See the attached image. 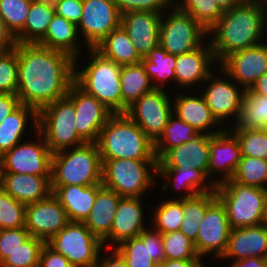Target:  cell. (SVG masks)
I'll use <instances>...</instances> for the list:
<instances>
[{
	"instance_id": "1",
	"label": "cell",
	"mask_w": 267,
	"mask_h": 267,
	"mask_svg": "<svg viewBox=\"0 0 267 267\" xmlns=\"http://www.w3.org/2000/svg\"><path fill=\"white\" fill-rule=\"evenodd\" d=\"M15 48L20 104L39 112L67 95L77 62L72 56L37 43H16Z\"/></svg>"
},
{
	"instance_id": "2",
	"label": "cell",
	"mask_w": 267,
	"mask_h": 267,
	"mask_svg": "<svg viewBox=\"0 0 267 267\" xmlns=\"http://www.w3.org/2000/svg\"><path fill=\"white\" fill-rule=\"evenodd\" d=\"M266 8L243 0L239 5L224 11L208 30L214 33L211 47L216 61L239 50L259 45L265 29Z\"/></svg>"
},
{
	"instance_id": "3",
	"label": "cell",
	"mask_w": 267,
	"mask_h": 267,
	"mask_svg": "<svg viewBox=\"0 0 267 267\" xmlns=\"http://www.w3.org/2000/svg\"><path fill=\"white\" fill-rule=\"evenodd\" d=\"M101 160H157L152 142L125 113L113 114L97 139Z\"/></svg>"
},
{
	"instance_id": "4",
	"label": "cell",
	"mask_w": 267,
	"mask_h": 267,
	"mask_svg": "<svg viewBox=\"0 0 267 267\" xmlns=\"http://www.w3.org/2000/svg\"><path fill=\"white\" fill-rule=\"evenodd\" d=\"M102 184V161L96 143L52 154L51 186Z\"/></svg>"
},
{
	"instance_id": "5",
	"label": "cell",
	"mask_w": 267,
	"mask_h": 267,
	"mask_svg": "<svg viewBox=\"0 0 267 267\" xmlns=\"http://www.w3.org/2000/svg\"><path fill=\"white\" fill-rule=\"evenodd\" d=\"M88 50L92 60L83 70L74 71V83L87 94L97 98L114 114L122 113V66L104 57L95 48Z\"/></svg>"
},
{
	"instance_id": "6",
	"label": "cell",
	"mask_w": 267,
	"mask_h": 267,
	"mask_svg": "<svg viewBox=\"0 0 267 267\" xmlns=\"http://www.w3.org/2000/svg\"><path fill=\"white\" fill-rule=\"evenodd\" d=\"M215 193L226 209L231 229L263 223L267 189L229 179L217 184Z\"/></svg>"
},
{
	"instance_id": "7",
	"label": "cell",
	"mask_w": 267,
	"mask_h": 267,
	"mask_svg": "<svg viewBox=\"0 0 267 267\" xmlns=\"http://www.w3.org/2000/svg\"><path fill=\"white\" fill-rule=\"evenodd\" d=\"M102 161V184L121 197L141 198L153 184L157 160L115 159ZM149 167L150 169H148ZM152 170V171H151Z\"/></svg>"
},
{
	"instance_id": "8",
	"label": "cell",
	"mask_w": 267,
	"mask_h": 267,
	"mask_svg": "<svg viewBox=\"0 0 267 267\" xmlns=\"http://www.w3.org/2000/svg\"><path fill=\"white\" fill-rule=\"evenodd\" d=\"M39 139L44 137L52 153L80 146L86 143L75 128V110L73 102L65 96L56 100L38 112Z\"/></svg>"
},
{
	"instance_id": "9",
	"label": "cell",
	"mask_w": 267,
	"mask_h": 267,
	"mask_svg": "<svg viewBox=\"0 0 267 267\" xmlns=\"http://www.w3.org/2000/svg\"><path fill=\"white\" fill-rule=\"evenodd\" d=\"M46 244L74 267H96L103 242L83 222H69Z\"/></svg>"
},
{
	"instance_id": "10",
	"label": "cell",
	"mask_w": 267,
	"mask_h": 267,
	"mask_svg": "<svg viewBox=\"0 0 267 267\" xmlns=\"http://www.w3.org/2000/svg\"><path fill=\"white\" fill-rule=\"evenodd\" d=\"M173 8L167 19L161 17L159 45L176 56L203 46L202 40L208 31L190 14Z\"/></svg>"
},
{
	"instance_id": "11",
	"label": "cell",
	"mask_w": 267,
	"mask_h": 267,
	"mask_svg": "<svg viewBox=\"0 0 267 267\" xmlns=\"http://www.w3.org/2000/svg\"><path fill=\"white\" fill-rule=\"evenodd\" d=\"M172 101L162 88H154L127 108L125 114L155 142L173 114ZM171 104V105H170Z\"/></svg>"
},
{
	"instance_id": "12",
	"label": "cell",
	"mask_w": 267,
	"mask_h": 267,
	"mask_svg": "<svg viewBox=\"0 0 267 267\" xmlns=\"http://www.w3.org/2000/svg\"><path fill=\"white\" fill-rule=\"evenodd\" d=\"M66 96L74 104L77 134L86 143H96L100 131L114 113L75 83L70 86Z\"/></svg>"
},
{
	"instance_id": "13",
	"label": "cell",
	"mask_w": 267,
	"mask_h": 267,
	"mask_svg": "<svg viewBox=\"0 0 267 267\" xmlns=\"http://www.w3.org/2000/svg\"><path fill=\"white\" fill-rule=\"evenodd\" d=\"M121 24L115 0H83L82 17L77 25L88 48H94Z\"/></svg>"
},
{
	"instance_id": "14",
	"label": "cell",
	"mask_w": 267,
	"mask_h": 267,
	"mask_svg": "<svg viewBox=\"0 0 267 267\" xmlns=\"http://www.w3.org/2000/svg\"><path fill=\"white\" fill-rule=\"evenodd\" d=\"M230 231L226 209L216 197L207 206L194 242L200 258L210 252H214L216 257L221 258L227 249Z\"/></svg>"
},
{
	"instance_id": "15",
	"label": "cell",
	"mask_w": 267,
	"mask_h": 267,
	"mask_svg": "<svg viewBox=\"0 0 267 267\" xmlns=\"http://www.w3.org/2000/svg\"><path fill=\"white\" fill-rule=\"evenodd\" d=\"M44 142H25L15 145L1 157L5 173H19L36 176H51L52 152Z\"/></svg>"
},
{
	"instance_id": "16",
	"label": "cell",
	"mask_w": 267,
	"mask_h": 267,
	"mask_svg": "<svg viewBox=\"0 0 267 267\" xmlns=\"http://www.w3.org/2000/svg\"><path fill=\"white\" fill-rule=\"evenodd\" d=\"M66 210L51 193L26 207L25 228L30 235L47 242L69 223Z\"/></svg>"
},
{
	"instance_id": "17",
	"label": "cell",
	"mask_w": 267,
	"mask_h": 267,
	"mask_svg": "<svg viewBox=\"0 0 267 267\" xmlns=\"http://www.w3.org/2000/svg\"><path fill=\"white\" fill-rule=\"evenodd\" d=\"M222 72L232 78L243 89L251 85L267 73V44H259L236 51L226 56L221 62Z\"/></svg>"
},
{
	"instance_id": "18",
	"label": "cell",
	"mask_w": 267,
	"mask_h": 267,
	"mask_svg": "<svg viewBox=\"0 0 267 267\" xmlns=\"http://www.w3.org/2000/svg\"><path fill=\"white\" fill-rule=\"evenodd\" d=\"M241 158V145L232 130L224 128L220 133L209 135V165L207 177L213 172L215 174L216 171L218 173L224 172L221 173L223 175L222 179L213 182L215 185L233 177Z\"/></svg>"
},
{
	"instance_id": "19",
	"label": "cell",
	"mask_w": 267,
	"mask_h": 267,
	"mask_svg": "<svg viewBox=\"0 0 267 267\" xmlns=\"http://www.w3.org/2000/svg\"><path fill=\"white\" fill-rule=\"evenodd\" d=\"M164 14L151 11H129L121 15V26L127 32L141 58L159 45L160 22Z\"/></svg>"
},
{
	"instance_id": "20",
	"label": "cell",
	"mask_w": 267,
	"mask_h": 267,
	"mask_svg": "<svg viewBox=\"0 0 267 267\" xmlns=\"http://www.w3.org/2000/svg\"><path fill=\"white\" fill-rule=\"evenodd\" d=\"M116 250L127 267H154L165 260L162 234L157 230L145 229L138 237L123 241Z\"/></svg>"
},
{
	"instance_id": "21",
	"label": "cell",
	"mask_w": 267,
	"mask_h": 267,
	"mask_svg": "<svg viewBox=\"0 0 267 267\" xmlns=\"http://www.w3.org/2000/svg\"><path fill=\"white\" fill-rule=\"evenodd\" d=\"M217 131L199 134L193 141L185 142L171 148L160 160L157 167H183V169H199L207 176L209 165V135L222 132Z\"/></svg>"
},
{
	"instance_id": "22",
	"label": "cell",
	"mask_w": 267,
	"mask_h": 267,
	"mask_svg": "<svg viewBox=\"0 0 267 267\" xmlns=\"http://www.w3.org/2000/svg\"><path fill=\"white\" fill-rule=\"evenodd\" d=\"M212 78L214 77L211 73L206 79V82H211V84L203 92V96L213 116L220 123L235 114L238 121L245 89L241 92L237 84H231V82L222 80V78Z\"/></svg>"
},
{
	"instance_id": "23",
	"label": "cell",
	"mask_w": 267,
	"mask_h": 267,
	"mask_svg": "<svg viewBox=\"0 0 267 267\" xmlns=\"http://www.w3.org/2000/svg\"><path fill=\"white\" fill-rule=\"evenodd\" d=\"M258 257L267 259V227L264 224L233 228L230 231L228 245L221 258Z\"/></svg>"
},
{
	"instance_id": "24",
	"label": "cell",
	"mask_w": 267,
	"mask_h": 267,
	"mask_svg": "<svg viewBox=\"0 0 267 267\" xmlns=\"http://www.w3.org/2000/svg\"><path fill=\"white\" fill-rule=\"evenodd\" d=\"M141 198L122 197L117 205L110 234L102 241L110 240L117 245L138 237L145 229Z\"/></svg>"
},
{
	"instance_id": "25",
	"label": "cell",
	"mask_w": 267,
	"mask_h": 267,
	"mask_svg": "<svg viewBox=\"0 0 267 267\" xmlns=\"http://www.w3.org/2000/svg\"><path fill=\"white\" fill-rule=\"evenodd\" d=\"M102 185L51 186V190L66 210L69 221L84 222L92 210L97 191Z\"/></svg>"
},
{
	"instance_id": "26",
	"label": "cell",
	"mask_w": 267,
	"mask_h": 267,
	"mask_svg": "<svg viewBox=\"0 0 267 267\" xmlns=\"http://www.w3.org/2000/svg\"><path fill=\"white\" fill-rule=\"evenodd\" d=\"M205 47L203 44V47L201 46L190 53L176 56L175 82L177 81L180 86H192L195 83H200V81H205L211 74L209 67L216 59L211 43Z\"/></svg>"
},
{
	"instance_id": "27",
	"label": "cell",
	"mask_w": 267,
	"mask_h": 267,
	"mask_svg": "<svg viewBox=\"0 0 267 267\" xmlns=\"http://www.w3.org/2000/svg\"><path fill=\"white\" fill-rule=\"evenodd\" d=\"M2 189L25 205L36 203L52 193L51 176L5 173Z\"/></svg>"
},
{
	"instance_id": "28",
	"label": "cell",
	"mask_w": 267,
	"mask_h": 267,
	"mask_svg": "<svg viewBox=\"0 0 267 267\" xmlns=\"http://www.w3.org/2000/svg\"><path fill=\"white\" fill-rule=\"evenodd\" d=\"M121 198L115 191L104 185L97 191L92 210L83 223L101 241L110 234L112 221Z\"/></svg>"
},
{
	"instance_id": "29",
	"label": "cell",
	"mask_w": 267,
	"mask_h": 267,
	"mask_svg": "<svg viewBox=\"0 0 267 267\" xmlns=\"http://www.w3.org/2000/svg\"><path fill=\"white\" fill-rule=\"evenodd\" d=\"M173 107L174 115L195 128L199 134H204L203 131L207 132L208 128L219 123L203 95L201 98L180 95L176 97Z\"/></svg>"
},
{
	"instance_id": "30",
	"label": "cell",
	"mask_w": 267,
	"mask_h": 267,
	"mask_svg": "<svg viewBox=\"0 0 267 267\" xmlns=\"http://www.w3.org/2000/svg\"><path fill=\"white\" fill-rule=\"evenodd\" d=\"M55 14L53 1L32 0L26 23L14 37L16 43H38L45 36Z\"/></svg>"
},
{
	"instance_id": "31",
	"label": "cell",
	"mask_w": 267,
	"mask_h": 267,
	"mask_svg": "<svg viewBox=\"0 0 267 267\" xmlns=\"http://www.w3.org/2000/svg\"><path fill=\"white\" fill-rule=\"evenodd\" d=\"M77 34L78 27L76 24L55 14L45 36L37 44L65 52L76 61L80 52L76 44Z\"/></svg>"
},
{
	"instance_id": "32",
	"label": "cell",
	"mask_w": 267,
	"mask_h": 267,
	"mask_svg": "<svg viewBox=\"0 0 267 267\" xmlns=\"http://www.w3.org/2000/svg\"><path fill=\"white\" fill-rule=\"evenodd\" d=\"M94 48L104 57L113 60L121 66L137 64L142 60L127 32L121 25L112 30Z\"/></svg>"
},
{
	"instance_id": "33",
	"label": "cell",
	"mask_w": 267,
	"mask_h": 267,
	"mask_svg": "<svg viewBox=\"0 0 267 267\" xmlns=\"http://www.w3.org/2000/svg\"><path fill=\"white\" fill-rule=\"evenodd\" d=\"M122 113L136 102L142 95L152 91L154 87L142 62L123 65L120 72Z\"/></svg>"
},
{
	"instance_id": "34",
	"label": "cell",
	"mask_w": 267,
	"mask_h": 267,
	"mask_svg": "<svg viewBox=\"0 0 267 267\" xmlns=\"http://www.w3.org/2000/svg\"><path fill=\"white\" fill-rule=\"evenodd\" d=\"M27 114H31L34 128L38 130V112L27 105L21 104L0 123V156L20 143L27 125Z\"/></svg>"
},
{
	"instance_id": "35",
	"label": "cell",
	"mask_w": 267,
	"mask_h": 267,
	"mask_svg": "<svg viewBox=\"0 0 267 267\" xmlns=\"http://www.w3.org/2000/svg\"><path fill=\"white\" fill-rule=\"evenodd\" d=\"M156 174L160 177L163 175V178L166 177V179L170 182L171 176H173V182H170L173 188L177 187L179 189H185L187 190L186 195H183V197L179 199H187L191 198L197 194H203L208 192H214L215 191V184L212 181V184L204 185L205 183L206 175L199 169H183V167H157ZM203 187H202V184ZM211 188V189H210Z\"/></svg>"
},
{
	"instance_id": "36",
	"label": "cell",
	"mask_w": 267,
	"mask_h": 267,
	"mask_svg": "<svg viewBox=\"0 0 267 267\" xmlns=\"http://www.w3.org/2000/svg\"><path fill=\"white\" fill-rule=\"evenodd\" d=\"M198 135L199 133L195 128L182 121L177 116L174 119V114H172L169 117L163 133L154 142V151L157 161L160 160L171 148L180 146L185 142H191Z\"/></svg>"
},
{
	"instance_id": "37",
	"label": "cell",
	"mask_w": 267,
	"mask_h": 267,
	"mask_svg": "<svg viewBox=\"0 0 267 267\" xmlns=\"http://www.w3.org/2000/svg\"><path fill=\"white\" fill-rule=\"evenodd\" d=\"M215 198L216 193L214 191L197 194L191 198L182 199V213L184 218L180 225V231L193 242L196 241L200 223L204 218L207 206Z\"/></svg>"
},
{
	"instance_id": "38",
	"label": "cell",
	"mask_w": 267,
	"mask_h": 267,
	"mask_svg": "<svg viewBox=\"0 0 267 267\" xmlns=\"http://www.w3.org/2000/svg\"><path fill=\"white\" fill-rule=\"evenodd\" d=\"M141 62L150 80L155 79L154 81L159 82L158 84L157 82L152 83L154 88L163 89V85L168 78L175 82L176 55L167 53L160 45L153 48L145 58H142Z\"/></svg>"
},
{
	"instance_id": "39",
	"label": "cell",
	"mask_w": 267,
	"mask_h": 267,
	"mask_svg": "<svg viewBox=\"0 0 267 267\" xmlns=\"http://www.w3.org/2000/svg\"><path fill=\"white\" fill-rule=\"evenodd\" d=\"M235 128L267 129V97L245 90Z\"/></svg>"
},
{
	"instance_id": "40",
	"label": "cell",
	"mask_w": 267,
	"mask_h": 267,
	"mask_svg": "<svg viewBox=\"0 0 267 267\" xmlns=\"http://www.w3.org/2000/svg\"><path fill=\"white\" fill-rule=\"evenodd\" d=\"M231 180L242 185L267 189V160L242 156Z\"/></svg>"
},
{
	"instance_id": "41",
	"label": "cell",
	"mask_w": 267,
	"mask_h": 267,
	"mask_svg": "<svg viewBox=\"0 0 267 267\" xmlns=\"http://www.w3.org/2000/svg\"><path fill=\"white\" fill-rule=\"evenodd\" d=\"M173 6L193 16L207 31L224 13L216 0H183Z\"/></svg>"
},
{
	"instance_id": "42",
	"label": "cell",
	"mask_w": 267,
	"mask_h": 267,
	"mask_svg": "<svg viewBox=\"0 0 267 267\" xmlns=\"http://www.w3.org/2000/svg\"><path fill=\"white\" fill-rule=\"evenodd\" d=\"M230 130L240 142L242 156L267 160V129L230 127Z\"/></svg>"
},
{
	"instance_id": "43",
	"label": "cell",
	"mask_w": 267,
	"mask_h": 267,
	"mask_svg": "<svg viewBox=\"0 0 267 267\" xmlns=\"http://www.w3.org/2000/svg\"><path fill=\"white\" fill-rule=\"evenodd\" d=\"M166 260H201L194 242L179 231L162 234Z\"/></svg>"
},
{
	"instance_id": "44",
	"label": "cell",
	"mask_w": 267,
	"mask_h": 267,
	"mask_svg": "<svg viewBox=\"0 0 267 267\" xmlns=\"http://www.w3.org/2000/svg\"><path fill=\"white\" fill-rule=\"evenodd\" d=\"M45 243L42 239L30 236L0 267H39L40 254Z\"/></svg>"
},
{
	"instance_id": "45",
	"label": "cell",
	"mask_w": 267,
	"mask_h": 267,
	"mask_svg": "<svg viewBox=\"0 0 267 267\" xmlns=\"http://www.w3.org/2000/svg\"><path fill=\"white\" fill-rule=\"evenodd\" d=\"M32 0H0V16L15 37L24 27Z\"/></svg>"
},
{
	"instance_id": "46",
	"label": "cell",
	"mask_w": 267,
	"mask_h": 267,
	"mask_svg": "<svg viewBox=\"0 0 267 267\" xmlns=\"http://www.w3.org/2000/svg\"><path fill=\"white\" fill-rule=\"evenodd\" d=\"M154 222L156 230L161 234L180 230L184 215L182 213V199L166 200L154 209Z\"/></svg>"
},
{
	"instance_id": "47",
	"label": "cell",
	"mask_w": 267,
	"mask_h": 267,
	"mask_svg": "<svg viewBox=\"0 0 267 267\" xmlns=\"http://www.w3.org/2000/svg\"><path fill=\"white\" fill-rule=\"evenodd\" d=\"M27 205L0 190V230L25 227Z\"/></svg>"
},
{
	"instance_id": "48",
	"label": "cell",
	"mask_w": 267,
	"mask_h": 267,
	"mask_svg": "<svg viewBox=\"0 0 267 267\" xmlns=\"http://www.w3.org/2000/svg\"><path fill=\"white\" fill-rule=\"evenodd\" d=\"M18 60L16 48L0 52V93L17 94Z\"/></svg>"
},
{
	"instance_id": "49",
	"label": "cell",
	"mask_w": 267,
	"mask_h": 267,
	"mask_svg": "<svg viewBox=\"0 0 267 267\" xmlns=\"http://www.w3.org/2000/svg\"><path fill=\"white\" fill-rule=\"evenodd\" d=\"M30 236L25 227L0 230V264Z\"/></svg>"
},
{
	"instance_id": "50",
	"label": "cell",
	"mask_w": 267,
	"mask_h": 267,
	"mask_svg": "<svg viewBox=\"0 0 267 267\" xmlns=\"http://www.w3.org/2000/svg\"><path fill=\"white\" fill-rule=\"evenodd\" d=\"M115 3L121 15L129 11H151L162 14L161 11L174 5L170 0H115Z\"/></svg>"
},
{
	"instance_id": "51",
	"label": "cell",
	"mask_w": 267,
	"mask_h": 267,
	"mask_svg": "<svg viewBox=\"0 0 267 267\" xmlns=\"http://www.w3.org/2000/svg\"><path fill=\"white\" fill-rule=\"evenodd\" d=\"M55 13L78 25L82 17L83 0H54Z\"/></svg>"
},
{
	"instance_id": "52",
	"label": "cell",
	"mask_w": 267,
	"mask_h": 267,
	"mask_svg": "<svg viewBox=\"0 0 267 267\" xmlns=\"http://www.w3.org/2000/svg\"><path fill=\"white\" fill-rule=\"evenodd\" d=\"M39 267H74L69 260L50 248L46 243L40 254Z\"/></svg>"
},
{
	"instance_id": "53",
	"label": "cell",
	"mask_w": 267,
	"mask_h": 267,
	"mask_svg": "<svg viewBox=\"0 0 267 267\" xmlns=\"http://www.w3.org/2000/svg\"><path fill=\"white\" fill-rule=\"evenodd\" d=\"M20 105L16 94L0 93V123Z\"/></svg>"
},
{
	"instance_id": "54",
	"label": "cell",
	"mask_w": 267,
	"mask_h": 267,
	"mask_svg": "<svg viewBox=\"0 0 267 267\" xmlns=\"http://www.w3.org/2000/svg\"><path fill=\"white\" fill-rule=\"evenodd\" d=\"M15 44H16L15 38L7 30L4 21L0 16V52L14 48Z\"/></svg>"
},
{
	"instance_id": "55",
	"label": "cell",
	"mask_w": 267,
	"mask_h": 267,
	"mask_svg": "<svg viewBox=\"0 0 267 267\" xmlns=\"http://www.w3.org/2000/svg\"><path fill=\"white\" fill-rule=\"evenodd\" d=\"M103 260H98L96 267H127L125 259L116 249Z\"/></svg>"
},
{
	"instance_id": "56",
	"label": "cell",
	"mask_w": 267,
	"mask_h": 267,
	"mask_svg": "<svg viewBox=\"0 0 267 267\" xmlns=\"http://www.w3.org/2000/svg\"><path fill=\"white\" fill-rule=\"evenodd\" d=\"M232 267H267V259L251 257L234 261Z\"/></svg>"
},
{
	"instance_id": "57",
	"label": "cell",
	"mask_w": 267,
	"mask_h": 267,
	"mask_svg": "<svg viewBox=\"0 0 267 267\" xmlns=\"http://www.w3.org/2000/svg\"><path fill=\"white\" fill-rule=\"evenodd\" d=\"M247 91L267 97V73L258 78Z\"/></svg>"
},
{
	"instance_id": "58",
	"label": "cell",
	"mask_w": 267,
	"mask_h": 267,
	"mask_svg": "<svg viewBox=\"0 0 267 267\" xmlns=\"http://www.w3.org/2000/svg\"><path fill=\"white\" fill-rule=\"evenodd\" d=\"M163 267H205L201 264L200 260H164Z\"/></svg>"
},
{
	"instance_id": "59",
	"label": "cell",
	"mask_w": 267,
	"mask_h": 267,
	"mask_svg": "<svg viewBox=\"0 0 267 267\" xmlns=\"http://www.w3.org/2000/svg\"><path fill=\"white\" fill-rule=\"evenodd\" d=\"M242 1L243 0H216L223 11L230 10L234 6L239 5Z\"/></svg>"
},
{
	"instance_id": "60",
	"label": "cell",
	"mask_w": 267,
	"mask_h": 267,
	"mask_svg": "<svg viewBox=\"0 0 267 267\" xmlns=\"http://www.w3.org/2000/svg\"><path fill=\"white\" fill-rule=\"evenodd\" d=\"M4 177H5V167L2 157L0 156V190L3 188Z\"/></svg>"
},
{
	"instance_id": "61",
	"label": "cell",
	"mask_w": 267,
	"mask_h": 267,
	"mask_svg": "<svg viewBox=\"0 0 267 267\" xmlns=\"http://www.w3.org/2000/svg\"><path fill=\"white\" fill-rule=\"evenodd\" d=\"M248 1L255 3L256 5L261 6L263 8H265L266 6L265 3L267 4V0H248Z\"/></svg>"
},
{
	"instance_id": "62",
	"label": "cell",
	"mask_w": 267,
	"mask_h": 267,
	"mask_svg": "<svg viewBox=\"0 0 267 267\" xmlns=\"http://www.w3.org/2000/svg\"><path fill=\"white\" fill-rule=\"evenodd\" d=\"M267 227V201L265 205V212H264V218H263V223Z\"/></svg>"
},
{
	"instance_id": "63",
	"label": "cell",
	"mask_w": 267,
	"mask_h": 267,
	"mask_svg": "<svg viewBox=\"0 0 267 267\" xmlns=\"http://www.w3.org/2000/svg\"><path fill=\"white\" fill-rule=\"evenodd\" d=\"M154 267H163L161 263H156Z\"/></svg>"
}]
</instances>
